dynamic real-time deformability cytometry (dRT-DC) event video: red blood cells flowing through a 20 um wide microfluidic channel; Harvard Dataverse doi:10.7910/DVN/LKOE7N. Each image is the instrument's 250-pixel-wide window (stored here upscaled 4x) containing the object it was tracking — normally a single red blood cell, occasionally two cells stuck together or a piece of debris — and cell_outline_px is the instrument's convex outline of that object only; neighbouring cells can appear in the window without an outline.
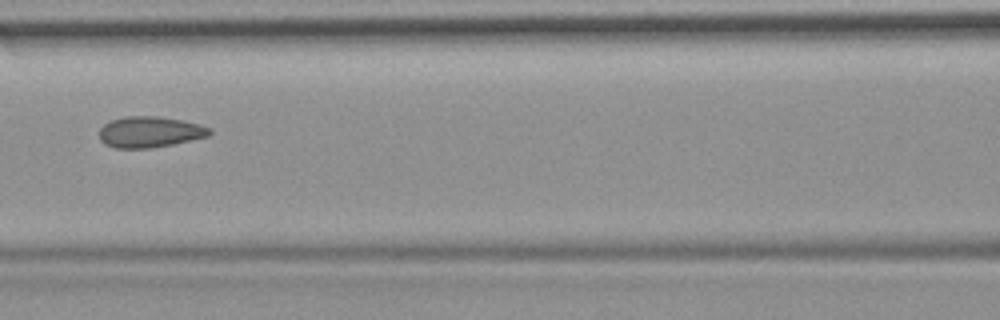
{"species": "common noctule bat (a hibernating species)", "species_latin": "Nyctalus noctula", "temperature_condition": "room temperature", "stored_images_in_passage": 7, "camera_frame_rate_fps": 3000, "um_per_image_px": 0.085, "animal": {"sex": "female", "body_mass_g": 19.9}, "frame": {"image": 1, "passage_image": 7, "time_ms": 7.667, "image_size_px": [1000, 320], "cell_outline_px": [[212, 132], [208, 136], [172, 144], [152, 148], [116, 148], [104, 144], [100, 140], [100, 128], [104, 124], [112, 120], [124, 116], [156, 116], [184, 120], [200, 124], [212, 128]], "centroid_in_image_um": [12.74, 11.21], "position_along_channel_um": 153.9, "area_um2": 20.0}}